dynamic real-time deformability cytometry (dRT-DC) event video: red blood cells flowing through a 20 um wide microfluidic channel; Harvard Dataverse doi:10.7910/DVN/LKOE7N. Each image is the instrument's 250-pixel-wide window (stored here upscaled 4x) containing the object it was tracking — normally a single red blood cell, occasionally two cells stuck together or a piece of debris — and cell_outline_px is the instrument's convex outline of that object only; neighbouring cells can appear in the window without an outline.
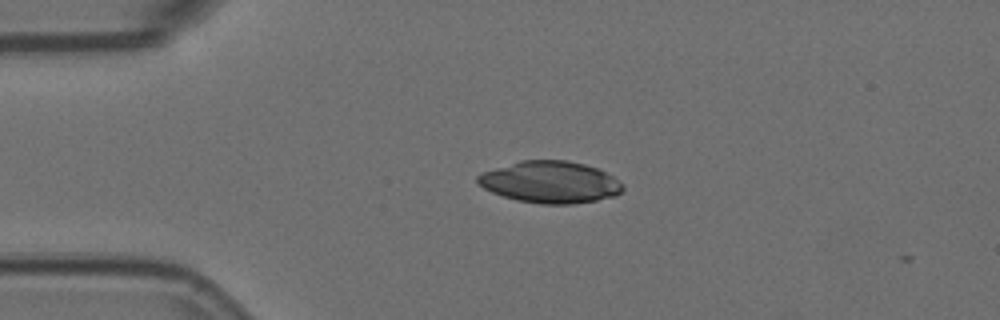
{"species": "Egyptian fruit bat (a non-hibernating species)", "species_latin": "Rousettus aegyptiacus", "temperature_condition": "room temperature", "stored_images_in_passage": 18, "camera_frame_rate_fps": 3000, "um_per_image_px": 0.085, "animal": {"sex": "female"}, "frame": {"image": 1, "passage_image": 3, "time_ms": 0.667, "image_size_px": [1000, 320], "cell_outline_px": [[624, 188], [616, 196], [596, 200], [572, 204], [540, 204], [516, 200], [492, 192], [476, 184], [476, 176], [480, 172], [520, 160], [568, 160], [584, 164], [596, 168], [612, 176], [624, 184]], "centroid_in_image_um": [46.73, 15.48], "position_along_channel_um": 38.3, "area_um2": 35.55}}